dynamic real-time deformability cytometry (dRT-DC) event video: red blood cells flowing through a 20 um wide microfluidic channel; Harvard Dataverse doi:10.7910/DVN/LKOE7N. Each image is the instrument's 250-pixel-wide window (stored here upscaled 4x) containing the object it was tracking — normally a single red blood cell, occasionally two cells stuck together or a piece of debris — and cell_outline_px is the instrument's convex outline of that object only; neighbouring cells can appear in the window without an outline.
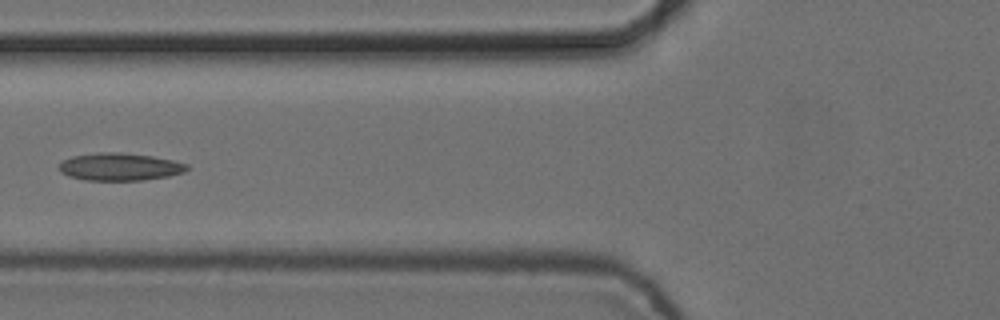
{"species": "common noctule bat (a hibernating species)", "species_latin": "Nyctalus noctula", "temperature_condition": "cold", "stored_images_in_passage": 6, "camera_frame_rate_fps": 3000, "um_per_image_px": 0.085, "animal": {"sex": "female", "body_mass_g": 24.6, "forearm_length_mm": 56.2}, "frame": {"image": 1, "passage_image": 5, "time_ms": 1.333, "image_size_px": [1000, 320], "cell_outline_px": [[188, 168], [184, 172], [168, 176], [144, 180], [84, 180], [68, 176], [60, 172], [60, 164], [64, 160], [72, 156], [100, 152], [116, 152], [152, 156], [172, 160], [188, 164]], "centroid_in_image_um": [10.18, 14.18], "position_along_channel_um": 115.6, "area_um2": 20.4}}
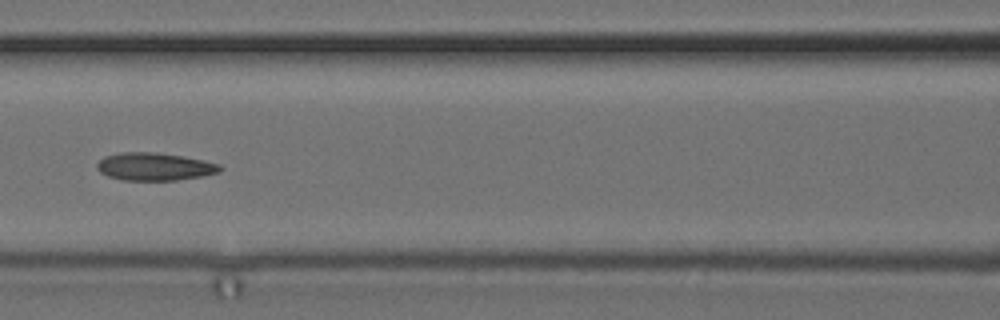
{"frame": {"image": 2, "passage_image": 6, "time_ms": 1.667, "image_size_px": [1000, 320], "cell_outline_px": [[224, 168], [220, 172], [204, 176], [176, 180], [124, 180], [108, 176], [100, 172], [96, 168], [96, 164], [104, 156], [120, 152], [156, 152], [184, 156], [204, 160], [220, 164]], "centroid_in_image_um": [13.17, 14.15], "position_along_channel_um": 153.4, "area_um2": 20.11}}